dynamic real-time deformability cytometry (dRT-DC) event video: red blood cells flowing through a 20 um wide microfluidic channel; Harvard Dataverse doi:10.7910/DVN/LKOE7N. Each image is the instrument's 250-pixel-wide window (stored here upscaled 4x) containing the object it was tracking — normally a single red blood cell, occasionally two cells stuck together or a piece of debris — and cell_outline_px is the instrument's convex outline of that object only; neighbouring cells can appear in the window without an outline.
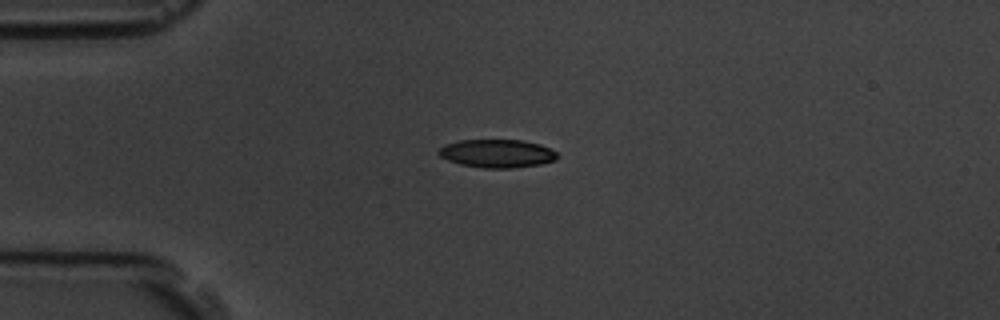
{"species": "common noctule bat (a hibernating species)", "species_latin": "Nyctalus noctula", "temperature_condition": "room temperature", "stored_images_in_passage": 6, "camera_frame_rate_fps": 3000, "um_per_image_px": 0.085, "animal": {"sex": "male", "body_mass_g": 19.5, "forearm_length_mm": 54.6}, "frame": {"image": 1, "passage_image": 1, "time_ms": 0.0, "image_size_px": [1000, 320], "cell_outline_px": [[560, 156], [556, 160], [540, 164], [512, 168], [484, 168], [460, 164], [448, 160], [440, 156], [436, 152], [444, 144], [460, 140], [524, 140], [540, 144], [556, 152]], "centroid_in_image_um": [42.25, 13.04], "position_along_channel_um": 42.8, "area_um2": 19.59}}
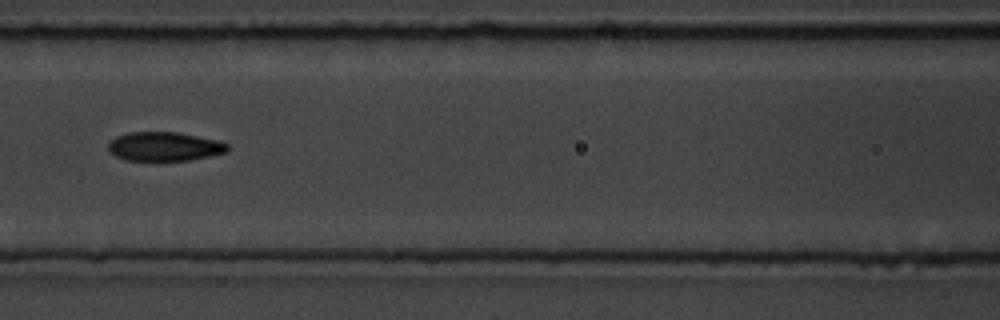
{"frame": {"image": 2, "passage_image": 4, "time_ms": 3.667, "image_size_px": [1000, 320], "cell_outline_px": [[228, 152], [188, 160], [124, 160], [108, 152], [108, 140], [116, 136], [128, 132], [176, 132], [216, 140], [228, 144]], "centroid_in_image_um": [13.91, 12.45], "position_along_channel_um": 152.7, "area_um2": 20.11}}
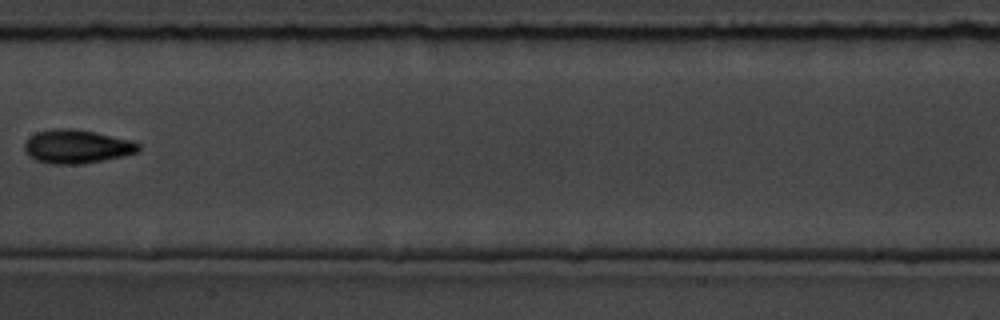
{"frame": {"image": 3, "passage_image": 5, "time_ms": 5.0, "image_size_px": [1000, 320], "cell_outline_px": [[140, 148], [136, 152], [124, 156], [84, 164], [52, 164], [36, 160], [28, 156], [24, 148], [24, 144], [28, 136], [36, 132], [52, 128], [72, 128], [96, 132], [132, 140], [140, 144]], "centroid_in_image_um": [6.51, 12.45], "position_along_channel_um": 200.9, "area_um2": 22.66}}